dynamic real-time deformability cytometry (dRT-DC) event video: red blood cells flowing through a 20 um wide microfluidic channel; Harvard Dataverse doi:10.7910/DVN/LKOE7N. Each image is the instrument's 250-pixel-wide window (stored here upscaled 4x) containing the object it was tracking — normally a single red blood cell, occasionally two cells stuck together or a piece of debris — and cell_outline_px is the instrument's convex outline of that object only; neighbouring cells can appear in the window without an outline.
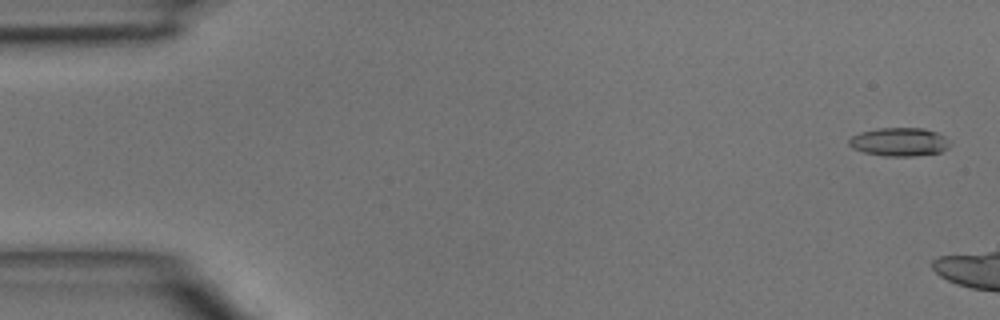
{"species": "common noctule bat (a hibernating species)", "species_latin": "Nyctalus noctula", "temperature_condition": "room temperature", "stored_images_in_passage": 6, "camera_frame_rate_fps": 3000, "um_per_image_px": 0.085, "animal": {"sex": "male", "body_mass_g": 15.6}, "frame": {"image": 1, "passage_image": 2, "time_ms": 0.333, "image_size_px": [1000, 320], "cell_outline_px": [[952, 144], [948, 148], [940, 152], [916, 156], [884, 156], [864, 152], [852, 148], [848, 144], [848, 140], [852, 136], [860, 132], [880, 128], [924, 128], [936, 132], [944, 136]], "centroid_in_image_um": [76.45, 12.06], "position_along_channel_um": 8.5, "area_um2": 16.82}}